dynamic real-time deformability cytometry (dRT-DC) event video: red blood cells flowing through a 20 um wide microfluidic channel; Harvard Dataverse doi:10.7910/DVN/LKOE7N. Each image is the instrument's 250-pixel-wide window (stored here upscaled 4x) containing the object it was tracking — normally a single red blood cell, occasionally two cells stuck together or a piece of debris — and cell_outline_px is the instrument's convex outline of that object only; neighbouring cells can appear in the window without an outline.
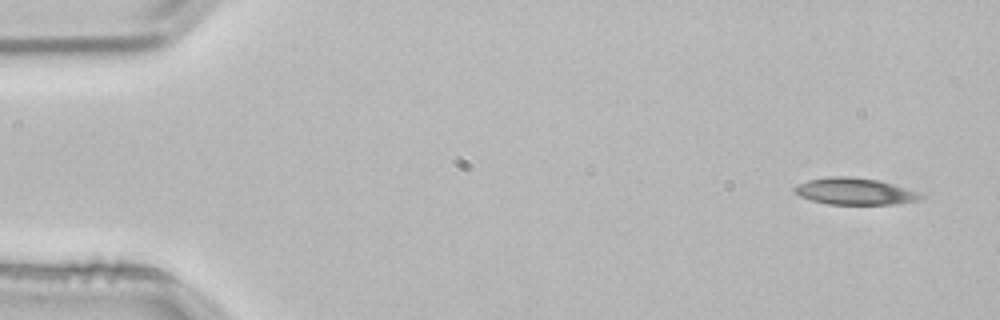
{"species": "common noctule bat (a hibernating species)", "species_latin": "Nyctalus noctula", "temperature_condition": "room temperature", "stored_images_in_passage": 3, "camera_frame_rate_fps": 3000, "um_per_image_px": 0.085, "animal": {"sex": "male", "body_mass_g": 21.5, "forearm_length_mm": 52.0}, "frame": {"image": 1, "passage_image": 1, "time_ms": 0.0, "image_size_px": [1000, 320], "cell_outline_px": [[924, 196], [920, 200], [892, 204], [828, 204], [812, 200], [800, 196], [792, 188], [796, 184], [808, 180], [832, 176], [848, 176], [880, 180], [916, 192]], "centroid_in_image_um": [72.61, 16.26], "position_along_channel_um": 12.4, "area_um2": 19.42}}